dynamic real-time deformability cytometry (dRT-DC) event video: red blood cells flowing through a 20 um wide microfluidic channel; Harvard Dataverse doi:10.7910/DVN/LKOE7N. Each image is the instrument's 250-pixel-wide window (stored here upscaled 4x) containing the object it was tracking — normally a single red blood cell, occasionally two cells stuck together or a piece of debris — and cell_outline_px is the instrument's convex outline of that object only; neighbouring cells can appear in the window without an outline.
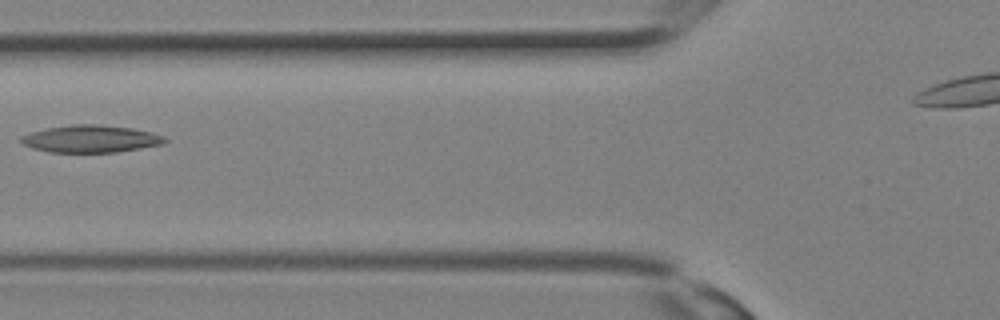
{"species": "Egyptian fruit bat (a non-hibernating species)", "species_latin": "Rousettus aegyptiacus", "temperature_condition": "room temperature", "stored_images_in_passage": 11, "camera_frame_rate_fps": 3000, "um_per_image_px": 0.085, "animal": {"sex": "female"}, "frame": {"image": 1, "passage_image": 10, "time_ms": 3.0, "image_size_px": [1000, 320], "cell_outline_px": [[168, 140], [164, 144], [116, 152], [52, 152], [32, 148], [24, 144], [20, 140], [20, 136], [32, 132], [48, 128], [72, 124], [96, 124], [132, 128], [152, 132], [164, 136]], "centroid_in_image_um": [7.74, 11.8], "position_along_channel_um": 118.1, "area_um2": 22.77}}